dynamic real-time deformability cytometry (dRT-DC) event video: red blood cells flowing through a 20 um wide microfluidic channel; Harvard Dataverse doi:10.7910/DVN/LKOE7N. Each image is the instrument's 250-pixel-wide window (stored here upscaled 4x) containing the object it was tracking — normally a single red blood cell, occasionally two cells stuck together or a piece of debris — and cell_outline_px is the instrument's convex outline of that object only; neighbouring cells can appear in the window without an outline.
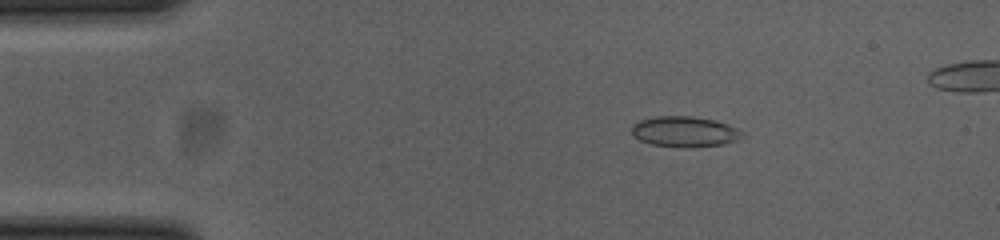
{"species": "common noctule bat (a hibernating species)", "species_latin": "Nyctalus noctula", "temperature_condition": "cold", "stored_images_in_passage": 50, "camera_frame_rate_fps": 3000, "um_per_image_px": 0.085, "animal": {"sex": "female", "body_mass_g": 23.0, "forearm_length_mm": 53.4}, "frame": {"image": 1, "passage_image": 8, "time_ms": 2.333, "image_size_px": [1000, 240], "cell_outline_px": [[744, 132], [740, 140], [724, 144], [688, 148], [680, 148], [652, 144], [640, 140], [632, 136], [632, 124], [640, 120], [656, 116], [692, 116], [716, 120], [728, 124]], "centroid_in_image_um": [58.21, 11.2], "position_along_channel_um": 26.8, "area_um2": 20.0}}
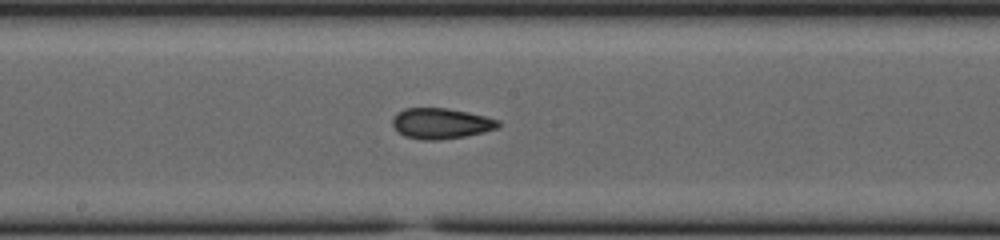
{"frame": {"image": 2, "passage_image": 27, "time_ms": 8.667, "image_size_px": [1000, 240], "cell_outline_px": [[500, 124], [496, 128], [484, 132], [464, 136], [440, 140], [420, 140], [404, 136], [392, 124], [392, 116], [396, 112], [404, 108], [448, 108], [468, 112], [500, 120]], "centroid_in_image_um": [37.45, 10.49], "position_along_channel_um": 210.7, "area_um2": 18.96}}
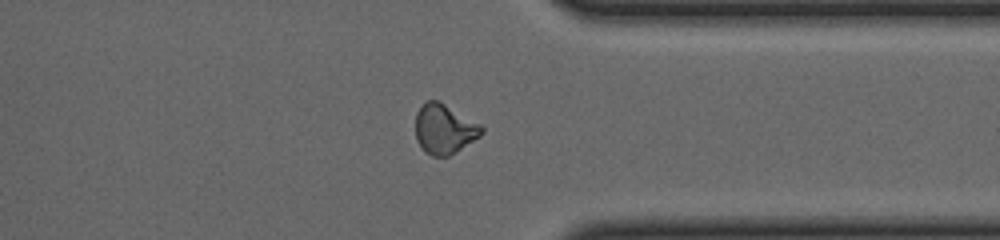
{"frame": {"image": 3, "passage_image": 40, "time_ms": 13.0, "image_size_px": [1000, 240], "cell_outline_px": [[484, 132], [480, 136], [448, 156], [432, 156], [424, 152], [416, 140], [416, 112], [428, 100], [436, 100], [444, 104], [480, 124], [484, 128]], "centroid_in_image_um": [37.75, 10.98], "position_along_channel_um": 373.7, "area_um2": 18.84}, "authors_computed_cell_mechanics": {"area_um2": 18.8717, "velocity_mm_per_s": 3.8518, "shape_relaxation_time_tau1_ms": 6.5574, "shape_relaxation_time_tau2_ms": 1.8138, "deformation_change_tau1": 0.1194, "deformation_change_tau2": 0.064}}